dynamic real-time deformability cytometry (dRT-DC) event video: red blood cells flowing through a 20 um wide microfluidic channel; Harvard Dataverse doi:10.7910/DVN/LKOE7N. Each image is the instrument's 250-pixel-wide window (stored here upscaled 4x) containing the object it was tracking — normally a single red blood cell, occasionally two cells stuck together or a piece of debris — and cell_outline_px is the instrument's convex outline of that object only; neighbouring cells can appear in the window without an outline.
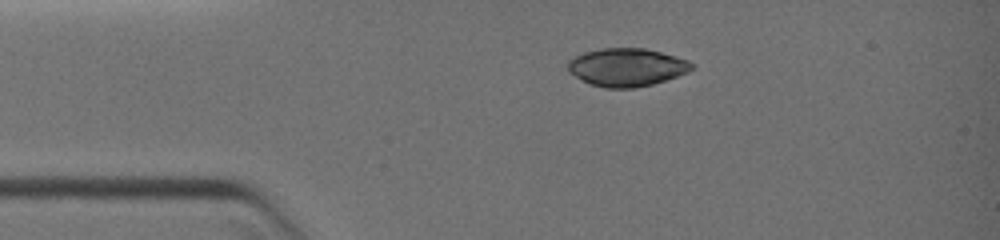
{"species": "common noctule bat (a hibernating species)", "species_latin": "Nyctalus noctula", "temperature_condition": "warm", "stored_images_in_passage": 4, "camera_frame_rate_fps": 3000, "um_per_image_px": 0.085, "animal": {"sex": "female", "body_mass_g": 19.0, "forearm_length_mm": 51.5}, "frame": {"image": 1, "passage_image": 1, "time_ms": 0.0, "image_size_px": [1000, 240], "cell_outline_px": [[692, 68], [688, 72], [652, 84], [632, 88], [604, 88], [588, 84], [568, 72], [568, 60], [584, 52], [600, 48], [644, 48], [676, 56], [688, 60], [692, 64]], "centroid_in_image_um": [53.23, 5.72], "position_along_channel_um": 31.8, "area_um2": 27.4}}
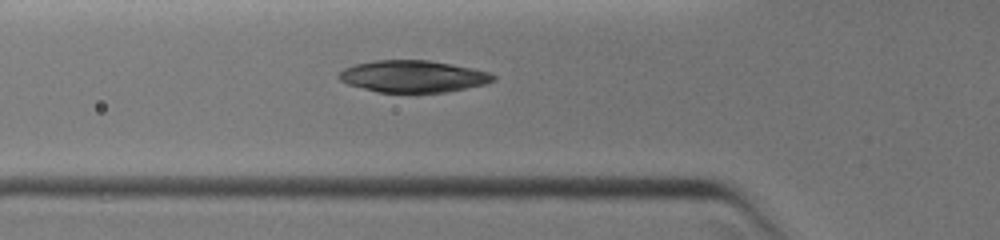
{"frame": {"image": 2, "passage_image": 4, "time_ms": 2.0, "image_size_px": [1000, 240], "cell_outline_px": [[496, 80], [484, 84], [444, 92], [376, 92], [348, 84], [340, 80], [336, 76], [344, 68], [356, 64], [372, 60], [428, 60], [452, 64], [472, 68], [488, 72], [496, 76]], "centroid_in_image_um": [35.08, 6.48], "position_along_channel_um": 90.7, "area_um2": 28.55}}